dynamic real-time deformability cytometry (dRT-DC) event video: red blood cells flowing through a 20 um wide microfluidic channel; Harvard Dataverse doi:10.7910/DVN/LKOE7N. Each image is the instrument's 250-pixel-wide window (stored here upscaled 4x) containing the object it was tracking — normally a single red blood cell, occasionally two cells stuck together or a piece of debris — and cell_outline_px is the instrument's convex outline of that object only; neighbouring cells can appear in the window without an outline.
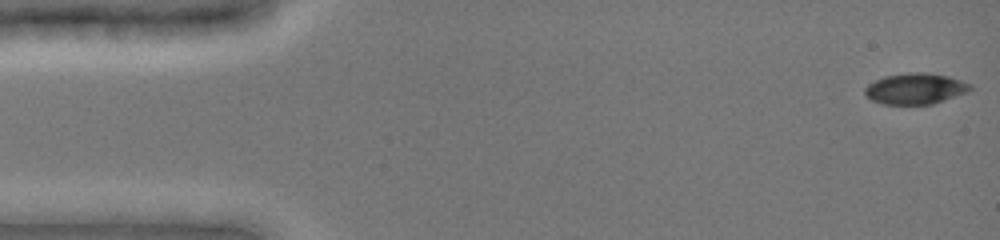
{"species": "common noctule bat (a hibernating species)", "species_latin": "Nyctalus noctula", "temperature_condition": "cold", "stored_images_in_passage": 13, "camera_frame_rate_fps": 3000, "um_per_image_px": 0.085, "animal": {"sex": "female", "body_mass_g": 19.0, "forearm_length_mm": 51.5}, "frame": {"image": 1, "passage_image": 1, "time_ms": 0.0, "image_size_px": [1000, 240], "cell_outline_px": [[972, 88], [968, 92], [932, 104], [884, 104], [872, 100], [864, 92], [864, 88], [868, 84], [884, 76], [908, 72], [928, 72], [948, 76], [972, 84]], "centroid_in_image_um": [77.82, 7.52], "position_along_channel_um": 7.2, "area_um2": 19.02}}
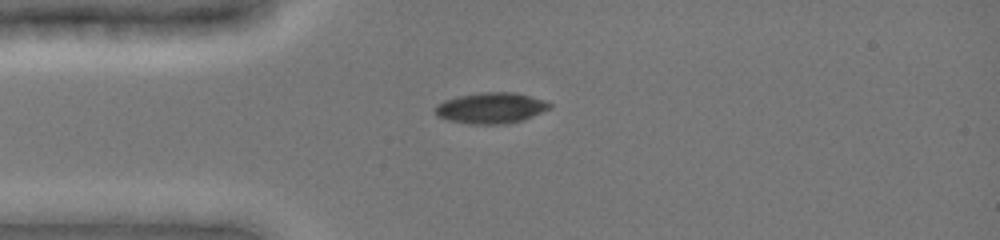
{"frame": {"image": 2, "passage_image": 10, "time_ms": 3.667, "image_size_px": [1000, 240], "cell_outline_px": [[552, 108], [524, 120], [504, 124], [468, 124], [448, 120], [436, 116], [436, 104], [444, 100], [456, 96], [484, 92], [516, 92], [544, 100], [552, 104]], "centroid_in_image_um": [41.74, 9.18], "position_along_channel_um": 43.3, "area_um2": 20.81}}
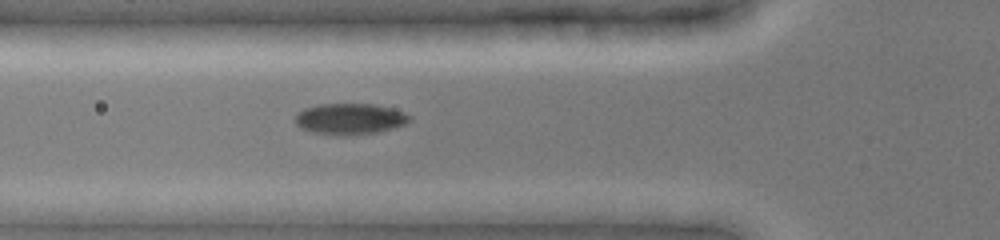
{"frame": {"image": 3, "passage_image": 13, "time_ms": 5.333, "image_size_px": [1000, 240], "cell_outline_px": [[412, 120], [404, 124], [380, 132], [340, 136], [312, 132], [300, 128], [296, 124], [296, 116], [304, 108], [320, 104], [372, 104], [392, 108], [404, 112], [412, 116]], "centroid_in_image_um": [29.76, 10.11], "position_along_channel_um": 96.0, "area_um2": 20.75}}